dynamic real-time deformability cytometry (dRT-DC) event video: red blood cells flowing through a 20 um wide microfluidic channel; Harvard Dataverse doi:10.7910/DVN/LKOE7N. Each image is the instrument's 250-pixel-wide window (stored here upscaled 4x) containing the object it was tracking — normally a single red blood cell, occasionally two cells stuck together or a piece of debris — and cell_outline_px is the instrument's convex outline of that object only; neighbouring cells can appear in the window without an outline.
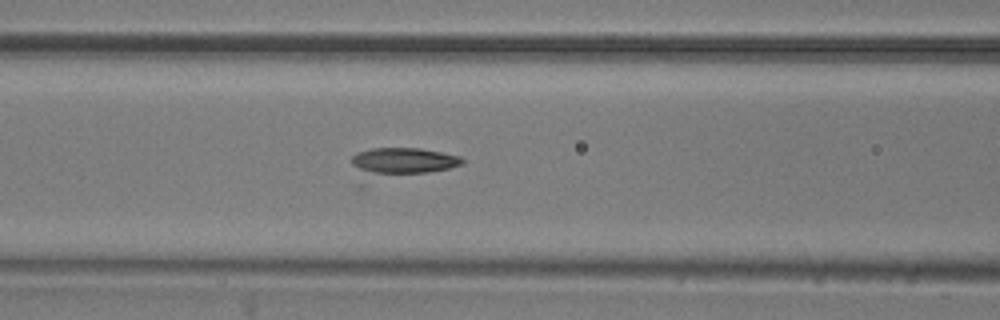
{"species": "common noctule bat (a hibernating species)", "species_latin": "Nyctalus noctula", "temperature_condition": "room temperature", "stored_images_in_passage": 25, "camera_frame_rate_fps": 3000, "um_per_image_px": 0.085, "animal": {"sex": "male", "body_mass_g": 20.5, "forearm_length_mm": 52.5}, "frame": {"image": 1, "passage_image": 21, "time_ms": 6.667, "image_size_px": [1000, 320], "cell_outline_px": [[464, 164], [448, 168], [428, 172], [372, 176], [368, 176], [352, 164], [352, 156], [356, 152], [372, 148], [420, 148], [460, 156], [464, 160]], "centroid_in_image_um": [34.24, 13.69], "position_along_channel_um": 132.4, "area_um2": 17.28}}
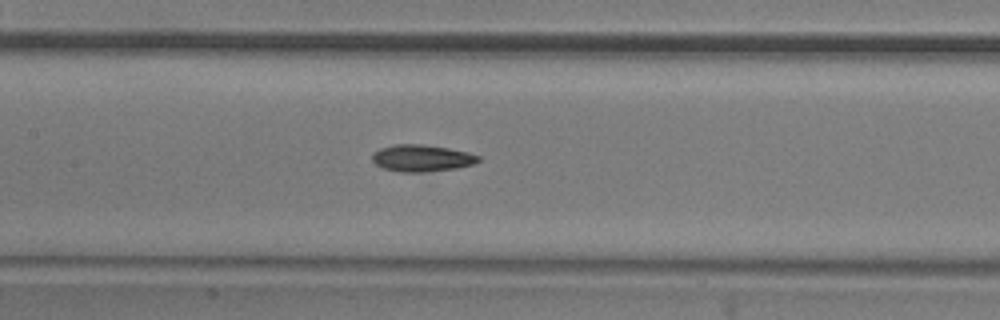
{"frame": {"image": 2, "passage_image": 24, "time_ms": 7.667, "image_size_px": [1000, 320], "cell_outline_px": [[480, 160], [472, 164], [456, 168], [428, 172], [400, 172], [384, 168], [376, 164], [372, 160], [372, 152], [380, 148], [392, 144], [420, 144], [448, 148], [468, 152], [480, 156]], "centroid_in_image_um": [35.82, 13.44], "position_along_channel_um": 171.6, "area_um2": 16.65}}